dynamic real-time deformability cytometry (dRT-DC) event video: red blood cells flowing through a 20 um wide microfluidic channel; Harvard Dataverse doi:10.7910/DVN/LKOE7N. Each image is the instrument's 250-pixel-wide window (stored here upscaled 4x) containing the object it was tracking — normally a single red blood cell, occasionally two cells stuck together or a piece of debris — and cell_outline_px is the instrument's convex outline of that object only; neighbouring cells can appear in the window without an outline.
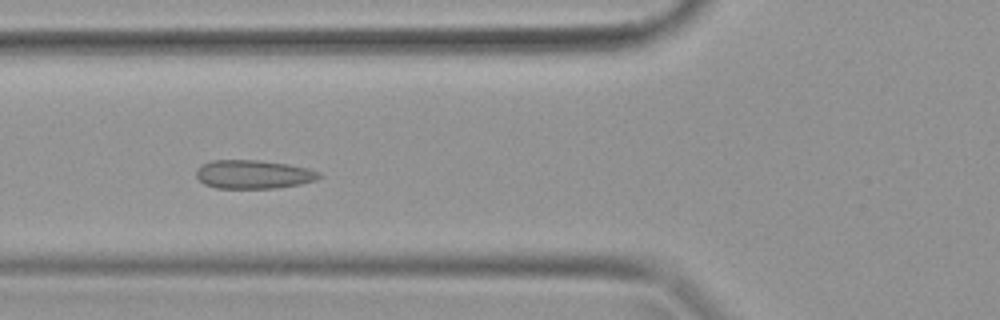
{"species": "common noctule bat (a hibernating species)", "species_latin": "Nyctalus noctula", "temperature_condition": "warm", "stored_images_in_passage": 33, "camera_frame_rate_fps": 3000, "um_per_image_px": 0.085, "animal": {"sex": "female", "body_mass_g": 19.9}, "frame": {"image": 1, "passage_image": 12, "time_ms": 3.667, "image_size_px": [1000, 320], "cell_outline_px": [[324, 176], [316, 180], [300, 184], [276, 188], [216, 188], [204, 184], [196, 176], [196, 168], [200, 164], [212, 160], [260, 160], [288, 164], [308, 168], [320, 172]], "centroid_in_image_um": [21.54, 14.81], "position_along_channel_um": 104.3, "area_um2": 20.75}}
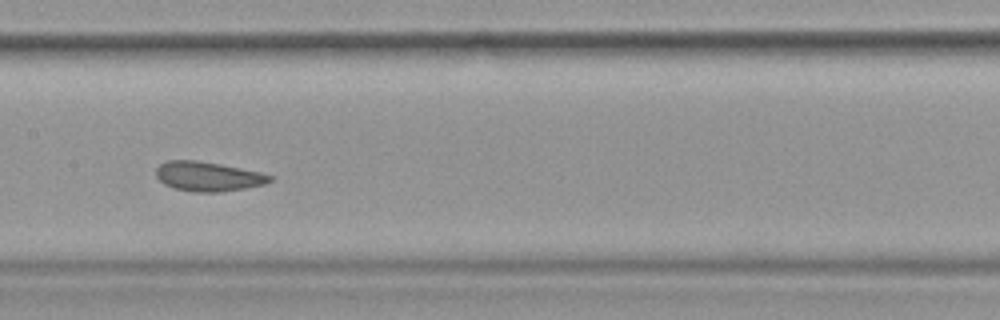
{"frame": {"image": 2, "passage_image": 17, "time_ms": 5.333, "image_size_px": [1000, 320], "cell_outline_px": [[272, 180], [264, 184], [244, 188], [220, 192], [192, 192], [176, 188], [164, 184], [156, 176], [156, 168], [160, 164], [168, 160], [196, 160], [220, 164], [260, 172], [272, 176]], "centroid_in_image_um": [17.66, 14.99], "position_along_channel_um": 189.7, "area_um2": 19.42}}
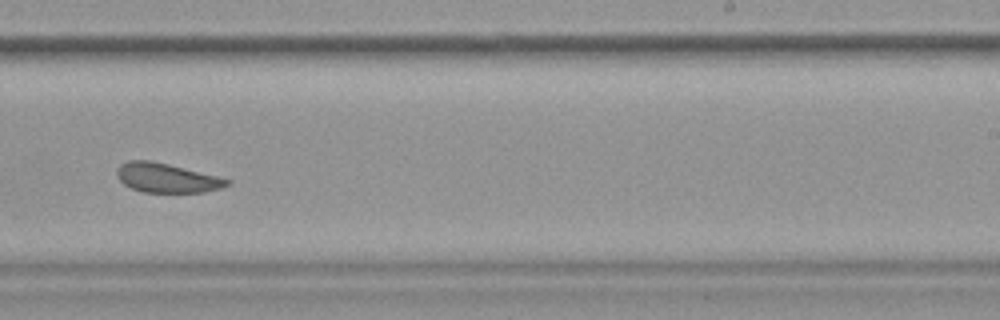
{"frame": {"image": 3, "passage_image": 22, "time_ms": 7.0, "image_size_px": [1000, 320], "cell_outline_px": [[232, 184], [220, 188], [204, 192], [144, 192], [132, 188], [124, 184], [116, 176], [116, 168], [120, 164], [128, 160], [152, 160], [232, 180]], "centroid_in_image_um": [14.15, 15.11], "position_along_channel_um": 274.9, "area_um2": 18.79}}